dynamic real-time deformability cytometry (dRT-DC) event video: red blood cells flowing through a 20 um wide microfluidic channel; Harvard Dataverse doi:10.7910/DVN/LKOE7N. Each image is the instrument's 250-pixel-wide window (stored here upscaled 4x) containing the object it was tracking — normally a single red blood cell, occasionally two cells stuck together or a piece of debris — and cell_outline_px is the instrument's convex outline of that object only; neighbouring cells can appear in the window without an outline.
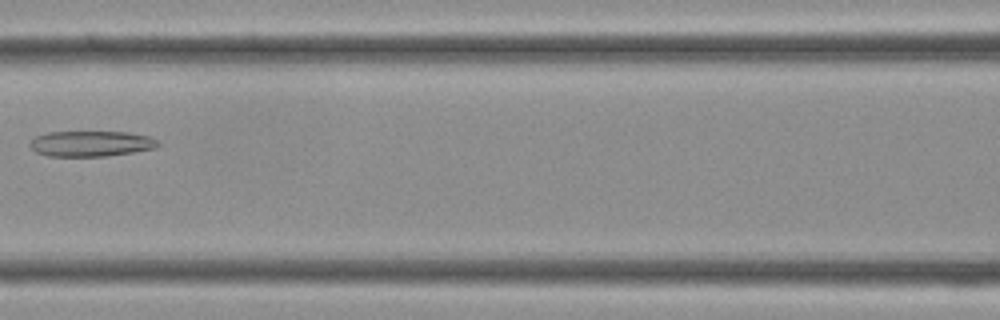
{"species": "Egyptian fruit bat (a non-hibernating species)", "species_latin": "Rousettus aegyptiacus", "temperature_condition": "cold", "stored_images_in_passage": 36, "camera_frame_rate_fps": 3000, "um_per_image_px": 0.085, "frame": {"image": 1, "passage_image": 16, "time_ms": 5.0, "image_size_px": [1000, 320], "cell_outline_px": [[160, 144], [156, 148], [108, 156], [48, 156], [36, 152], [28, 144], [36, 136], [48, 132], [128, 132], [148, 136], [156, 140]], "centroid_in_image_um": [7.73, 12.21], "position_along_channel_um": 158.9, "area_um2": 19.02}}
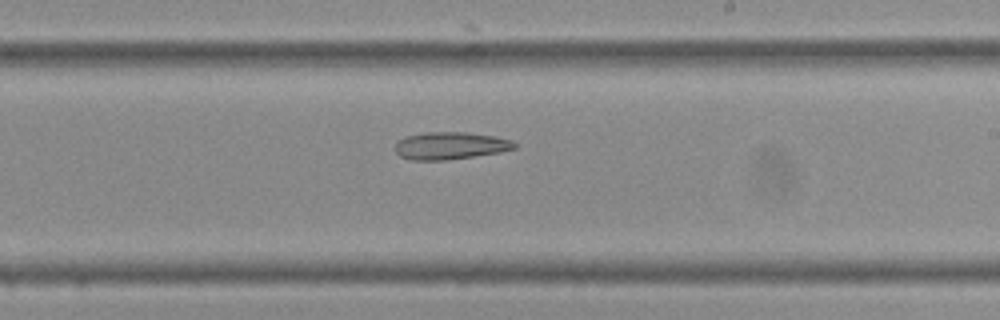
{"frame": {"image": 2, "passage_image": 21, "time_ms": 6.667, "image_size_px": [1000, 320], "cell_outline_px": [[516, 148], [500, 152], [448, 160], [412, 160], [400, 156], [396, 152], [396, 144], [400, 140], [408, 136], [424, 132], [468, 132], [496, 136], [512, 140], [516, 144]], "centroid_in_image_um": [38.31, 12.38], "position_along_channel_um": 250.7, "area_um2": 19.02}}
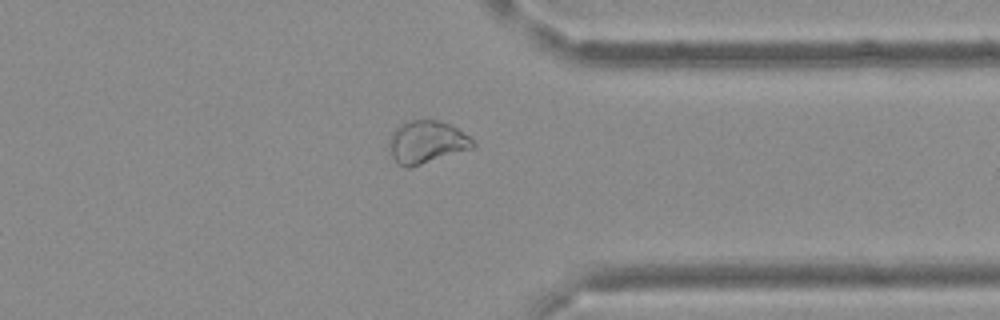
{"frame": {"image": 3, "passage_image": 28, "time_ms": 9.0, "image_size_px": [1000, 320], "cell_outline_px": [[476, 148], [412, 168], [404, 168], [396, 164], [392, 156], [388, 144], [388, 136], [400, 124], [408, 120], [436, 120], [452, 124], [468, 136], [476, 144]], "centroid_in_image_um": [36.26, 12.11], "position_along_channel_um": 375.1, "area_um2": 21.5}}